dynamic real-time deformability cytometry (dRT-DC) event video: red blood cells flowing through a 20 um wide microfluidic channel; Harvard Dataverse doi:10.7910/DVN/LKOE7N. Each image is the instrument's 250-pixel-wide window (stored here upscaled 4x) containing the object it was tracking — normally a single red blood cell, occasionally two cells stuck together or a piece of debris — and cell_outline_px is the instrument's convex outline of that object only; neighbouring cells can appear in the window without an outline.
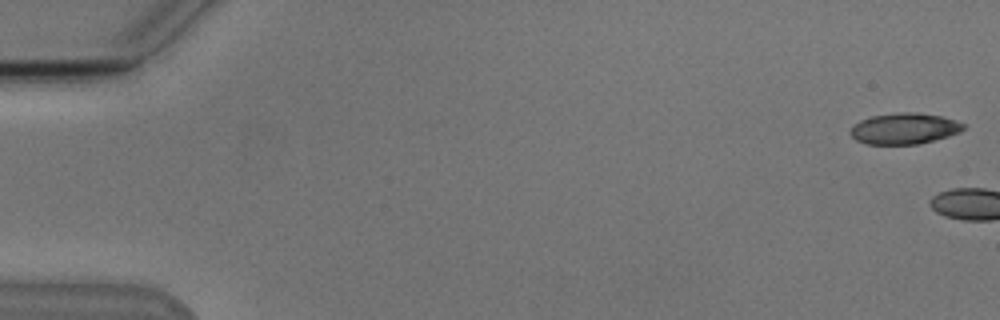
{"species": "Egyptian fruit bat (a non-hibernating species)", "species_latin": "Rousettus aegyptiacus", "temperature_condition": "cold", "stored_images_in_passage": 4, "camera_frame_rate_fps": 3000, "um_per_image_px": 0.085, "animal": {"sex": "male"}, "frame": {"image": 1, "passage_image": 1, "time_ms": 0.0, "image_size_px": [1000, 320], "cell_outline_px": [[964, 128], [960, 132], [948, 136], [916, 144], [864, 144], [856, 140], [848, 132], [852, 124], [860, 120], [872, 116], [900, 112], [916, 112], [940, 116], [956, 120], [964, 124]], "centroid_in_image_um": [76.82, 10.92], "position_along_channel_um": 8.2, "area_um2": 20.46}}